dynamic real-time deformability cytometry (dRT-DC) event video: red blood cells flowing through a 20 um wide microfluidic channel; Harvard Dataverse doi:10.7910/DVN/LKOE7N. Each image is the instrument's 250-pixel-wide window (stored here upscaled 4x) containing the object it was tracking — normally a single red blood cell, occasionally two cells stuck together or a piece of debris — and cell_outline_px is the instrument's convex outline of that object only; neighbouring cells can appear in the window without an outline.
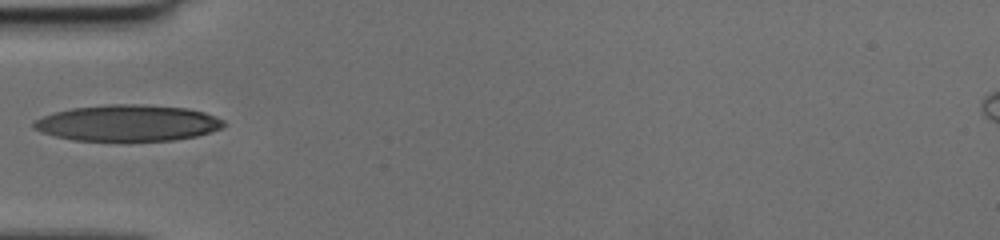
{"species": "human", "species_latin": "Homo sapiens", "temperature_condition": "cold", "stored_images_in_passage": 30, "camera_frame_rate_fps": 3000, "um_per_image_px": 0.085, "donor": {"sex": "female"}, "frame": {"image": 1, "passage_image": 1, "time_ms": 0.0, "image_size_px": [1000, 240], "cell_outline_px": [[228, 124], [220, 128], [196, 136], [172, 140], [72, 140], [56, 136], [32, 128], [32, 124], [36, 120], [44, 116], [56, 112], [72, 108], [112, 104], [136, 104], [188, 108], [204, 112], [224, 120]], "centroid_in_image_um": [10.88, 10.45], "position_along_channel_um": 74.1, "area_um2": 39.65}}
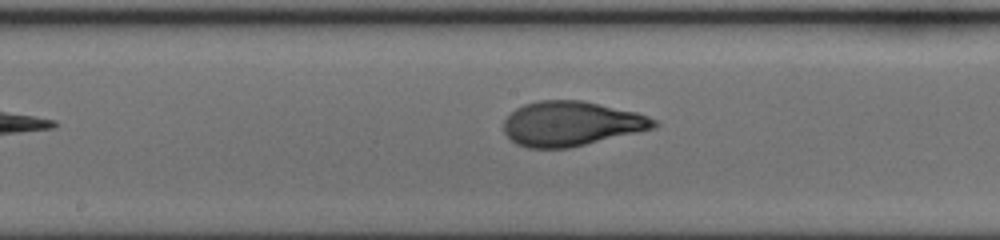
{"frame": {"image": 2, "passage_image": 10, "time_ms": 3.0, "image_size_px": [1000, 240], "cell_outline_px": [[656, 124], [652, 128], [568, 148], [528, 148], [516, 144], [504, 132], [504, 120], [516, 108], [524, 104], [540, 100], [580, 100], [636, 112], [656, 120]], "centroid_in_image_um": [48.49, 10.51], "position_along_channel_um": 199.7, "area_um2": 38.44}}
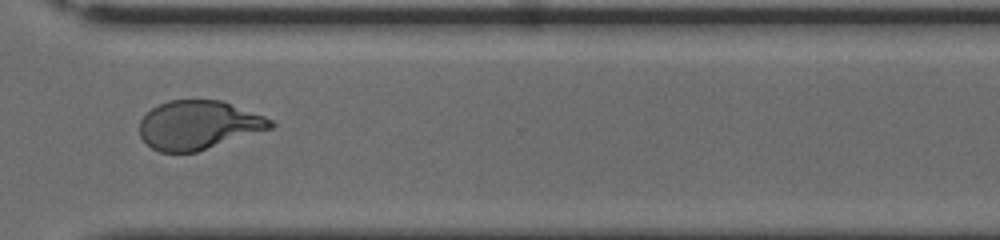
{"frame": {"image": 3, "passage_image": 21, "time_ms": 6.667, "image_size_px": [1000, 240], "cell_outline_px": [[276, 124], [272, 128], [196, 152], [160, 152], [152, 148], [140, 136], [140, 120], [152, 108], [168, 100], [224, 100], [264, 116], [272, 120]], "centroid_in_image_um": [16.89, 10.62], "position_along_channel_um": 353.7, "area_um2": 37.11}}